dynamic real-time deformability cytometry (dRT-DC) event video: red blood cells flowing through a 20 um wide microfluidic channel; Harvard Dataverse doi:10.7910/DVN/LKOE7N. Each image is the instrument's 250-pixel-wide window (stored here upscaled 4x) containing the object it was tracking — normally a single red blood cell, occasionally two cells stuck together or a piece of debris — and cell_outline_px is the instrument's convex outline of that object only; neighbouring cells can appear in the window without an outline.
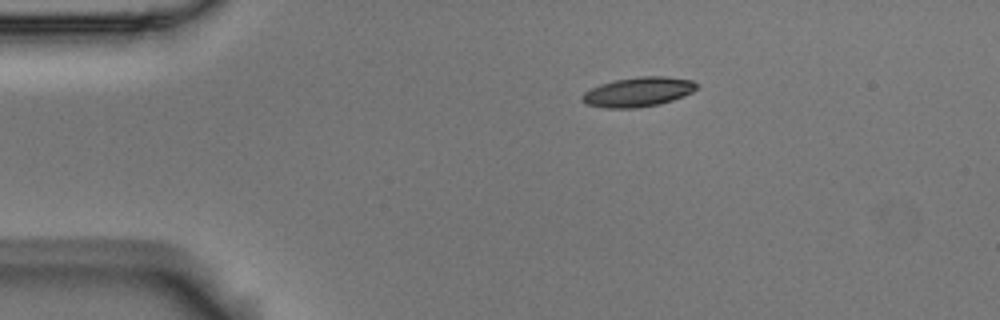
{"species": "Egyptian fruit bat (a non-hibernating species)", "species_latin": "Rousettus aegyptiacus", "temperature_condition": "room temperature", "stored_images_in_passage": 7, "camera_frame_rate_fps": 3000, "um_per_image_px": 0.085, "animal": {"sex": "male"}, "frame": {"image": 1, "passage_image": 1, "time_ms": 0.0, "image_size_px": [1000, 320], "cell_outline_px": [[700, 84], [692, 92], [672, 100], [660, 104], [636, 108], [604, 108], [584, 104], [580, 100], [580, 96], [584, 92], [600, 84], [616, 80], [640, 76], [668, 76], [692, 80]], "centroid_in_image_um": [54.22, 7.81], "position_along_channel_um": 30.8, "area_um2": 19.88}}
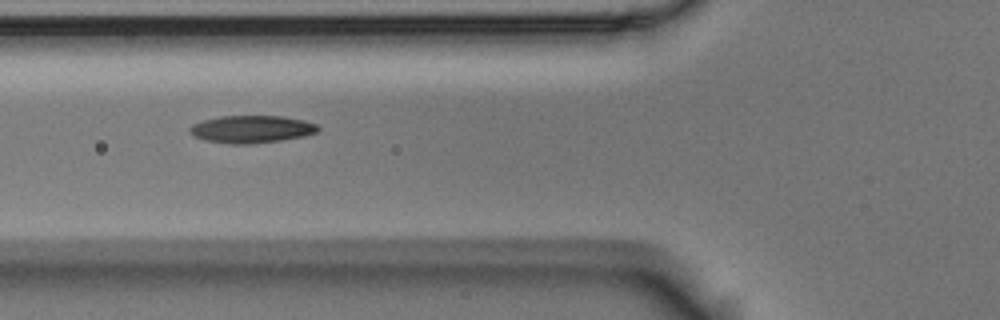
{"frame": {"image": 2, "passage_image": 4, "time_ms": 1.0, "image_size_px": [1000, 320], "cell_outline_px": [[320, 128], [316, 132], [304, 136], [280, 140], [252, 144], [228, 144], [204, 140], [192, 136], [188, 132], [188, 128], [192, 124], [204, 120], [220, 116], [284, 116], [304, 120], [316, 124]], "centroid_in_image_um": [21.33, 10.98], "position_along_channel_um": 104.5, "area_um2": 20.69}}
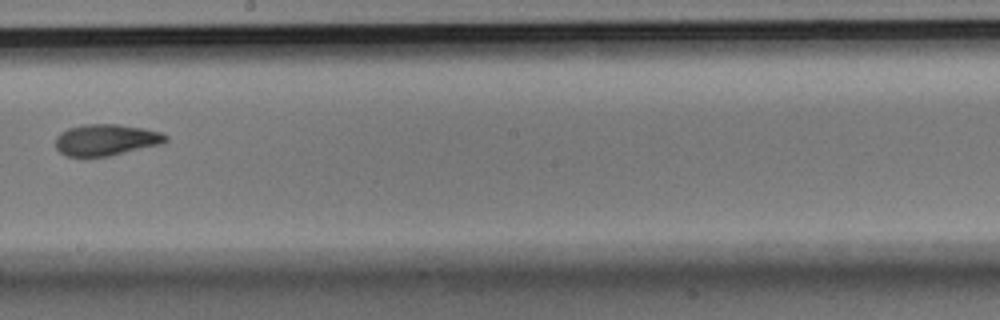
{"frame": {"image": 3, "passage_image": 7, "time_ms": 2.0, "image_size_px": [1000, 320], "cell_outline_px": [[168, 140], [164, 144], [108, 156], [68, 156], [60, 152], [56, 148], [56, 136], [60, 132], [68, 128], [84, 124], [120, 124], [144, 128], [160, 132], [168, 136]], "centroid_in_image_um": [9.05, 11.88], "position_along_channel_um": 239.2, "area_um2": 20.29}}